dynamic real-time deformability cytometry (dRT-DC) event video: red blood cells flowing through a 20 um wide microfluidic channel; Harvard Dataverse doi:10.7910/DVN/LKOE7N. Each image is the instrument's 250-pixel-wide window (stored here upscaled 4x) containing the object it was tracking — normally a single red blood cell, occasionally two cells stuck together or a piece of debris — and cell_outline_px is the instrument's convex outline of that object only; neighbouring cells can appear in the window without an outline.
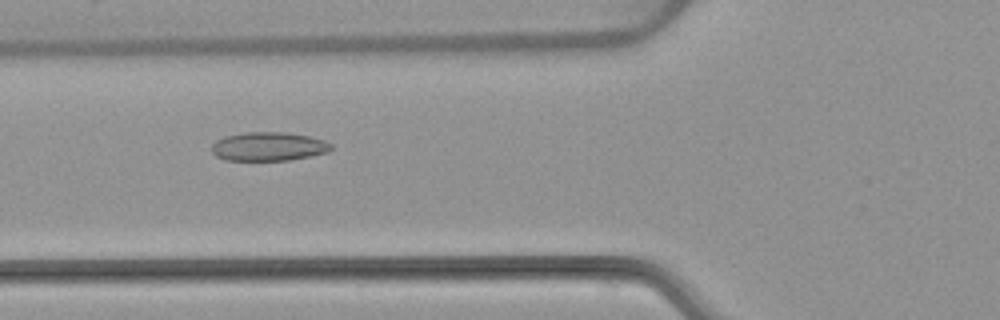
{"species": "common noctule bat (a hibernating species)", "species_latin": "Nyctalus noctula", "temperature_condition": "warm", "stored_images_in_passage": 53, "camera_frame_rate_fps": 3000, "um_per_image_px": 0.085, "animal": {"sex": "female", "body_mass_g": 22.7, "forearm_length_mm": 54.2}, "frame": {"image": 1, "passage_image": 20, "time_ms": 6.333, "image_size_px": [1000, 320], "cell_outline_px": [[332, 148], [328, 152], [312, 156], [288, 160], [224, 160], [216, 156], [212, 152], [212, 144], [216, 140], [224, 136], [244, 132], [288, 132], [308, 136], [324, 140], [332, 144]], "centroid_in_image_um": [22.82, 12.45], "position_along_channel_um": 103.0, "area_um2": 20.17}}
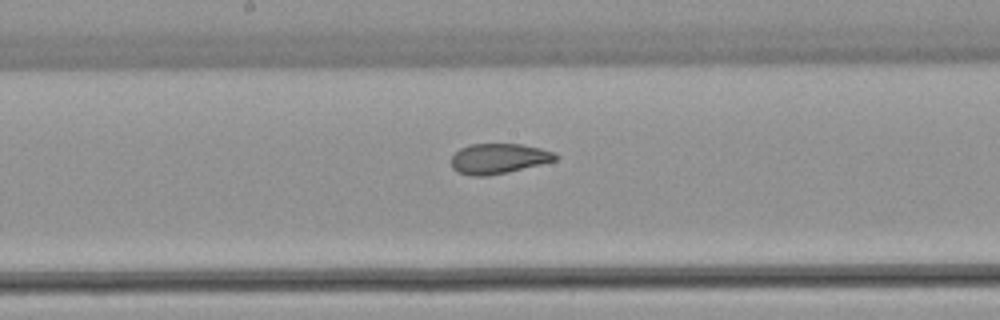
{"frame": {"image": 2, "passage_image": 28, "time_ms": 9.0, "image_size_px": [1000, 320], "cell_outline_px": [[560, 156], [556, 160], [508, 172], [488, 176], [472, 176], [456, 172], [452, 168], [452, 156], [460, 148], [468, 144], [520, 144], [540, 148], [556, 152]], "centroid_in_image_um": [42.38, 13.48], "position_along_channel_um": 205.8, "area_um2": 18.44}}
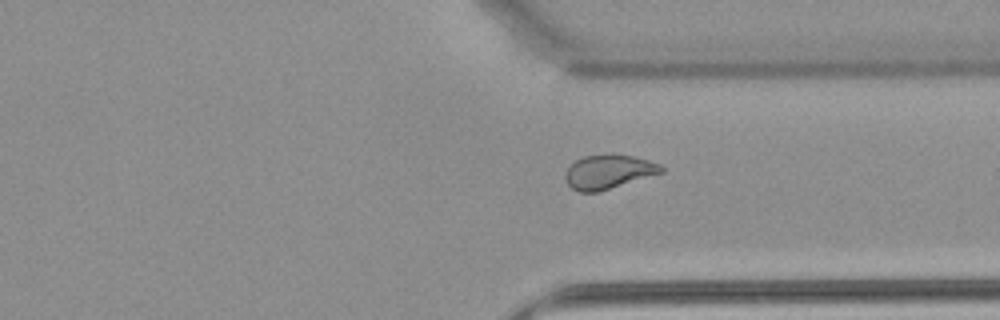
{"frame": {"image": 3, "passage_image": 40, "time_ms": 13.0, "image_size_px": [1000, 320], "cell_outline_px": [[664, 172], [596, 192], [580, 192], [572, 188], [568, 184], [564, 176], [564, 172], [576, 160], [584, 156], [636, 156], [660, 164], [664, 168]], "centroid_in_image_um": [51.72, 14.62], "position_along_channel_um": 359.7, "area_um2": 18.5}, "authors_computed_cell_mechanics": {"area_um2": 20.808, "velocity_mm_per_s": 3.8404, "shape_relaxation_time_tau1_ms": 8.8167, "shape_relaxation_time_tau2_ms": 1.2833, "deformation_change_tau1": 0.1977, "deformation_change_tau2": 0.0743}}